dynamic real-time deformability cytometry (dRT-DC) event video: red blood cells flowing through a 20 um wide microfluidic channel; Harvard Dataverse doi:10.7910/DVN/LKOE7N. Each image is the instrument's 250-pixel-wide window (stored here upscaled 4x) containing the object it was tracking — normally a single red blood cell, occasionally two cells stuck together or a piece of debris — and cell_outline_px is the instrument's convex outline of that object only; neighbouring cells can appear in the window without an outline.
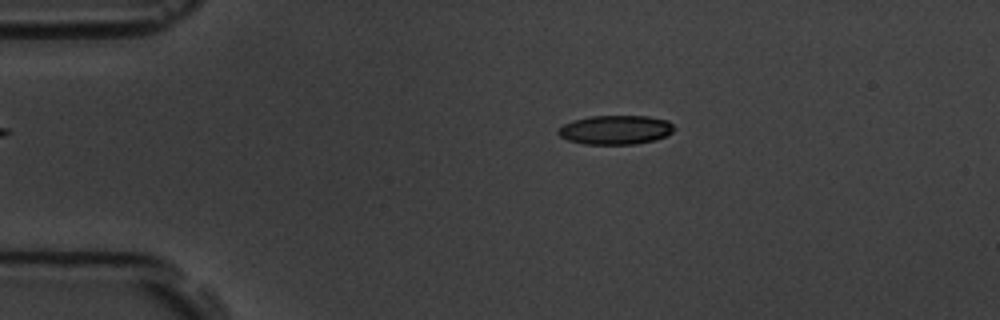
{"species": "common noctule bat (a hibernating species)", "species_latin": "Nyctalus noctula", "temperature_condition": "room temperature", "stored_images_in_passage": 5, "camera_frame_rate_fps": 3000, "um_per_image_px": 0.085, "animal": {"sex": "male", "body_mass_g": 19.5, "forearm_length_mm": 54.6}, "frame": {"image": 1, "passage_image": 3, "time_ms": 2.667, "image_size_px": [1000, 320], "cell_outline_px": [[676, 128], [672, 132], [664, 136], [652, 140], [636, 144], [584, 144], [568, 140], [560, 136], [556, 132], [564, 124], [572, 120], [592, 116], [648, 116], [668, 120]], "centroid_in_image_um": [52.31, 11.03], "position_along_channel_um": 32.7, "area_um2": 19.59}}